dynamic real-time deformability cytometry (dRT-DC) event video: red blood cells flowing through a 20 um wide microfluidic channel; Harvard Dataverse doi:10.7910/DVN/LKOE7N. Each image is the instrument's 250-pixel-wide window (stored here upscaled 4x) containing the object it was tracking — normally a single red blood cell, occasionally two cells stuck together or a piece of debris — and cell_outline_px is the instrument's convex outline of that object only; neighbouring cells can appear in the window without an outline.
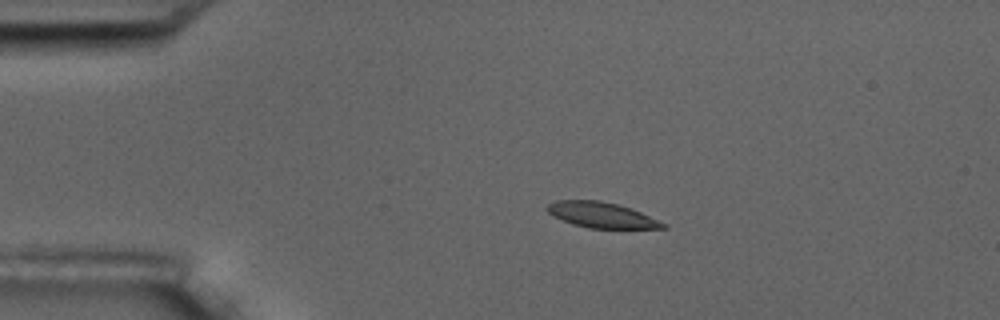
{"species": "common noctule bat (a hibernating species)", "species_latin": "Nyctalus noctula", "temperature_condition": "room temperature", "stored_images_in_passage": 16, "camera_frame_rate_fps": 3000, "um_per_image_px": 0.085, "animal": {"sex": "male", "body_mass_g": 17.5, "forearm_length_mm": 52.3}, "frame": {"image": 1, "passage_image": 3, "time_ms": 2.333, "image_size_px": [1000, 320], "cell_outline_px": [[668, 228], [588, 228], [572, 224], [552, 216], [544, 208], [548, 204], [556, 200], [600, 200], [632, 208], [668, 224]], "centroid_in_image_um": [51.12, 18.27], "position_along_channel_um": 33.9, "area_um2": 17.4}}
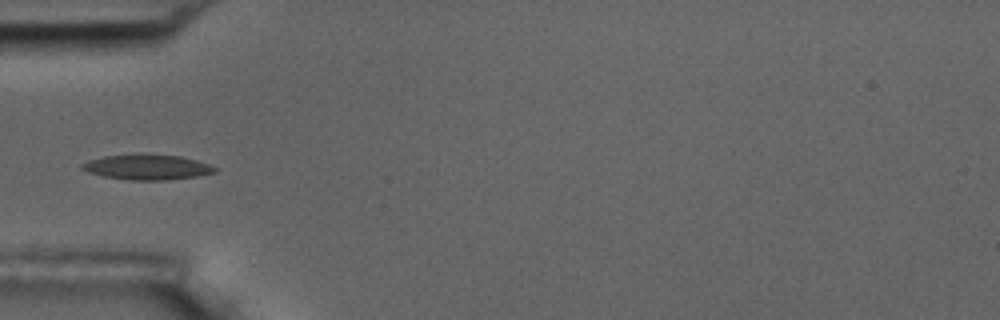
{"frame": {"image": 2, "passage_image": 5, "time_ms": 4.667, "image_size_px": [1000, 320], "cell_outline_px": [[216, 172], [196, 176], [168, 180], [128, 180], [104, 176], [88, 172], [80, 168], [80, 164], [88, 160], [104, 156], [136, 152], [140, 152], [180, 156], [196, 160], [208, 164], [216, 168]], "centroid_in_image_um": [12.45, 14.17], "position_along_channel_um": 72.5, "area_um2": 19.94}, "authors_computed_cell_mechanics": {"area_um2": 18.2937, "velocity_mm_per_s": 3.541, "shape_relaxation_time_tau1_ms": 7.8537, "shape_relaxation_time_tau2_ms": 4.1422, "deformation_change_tau1": 0.161, "deformation_change_tau2": 0.1045}}